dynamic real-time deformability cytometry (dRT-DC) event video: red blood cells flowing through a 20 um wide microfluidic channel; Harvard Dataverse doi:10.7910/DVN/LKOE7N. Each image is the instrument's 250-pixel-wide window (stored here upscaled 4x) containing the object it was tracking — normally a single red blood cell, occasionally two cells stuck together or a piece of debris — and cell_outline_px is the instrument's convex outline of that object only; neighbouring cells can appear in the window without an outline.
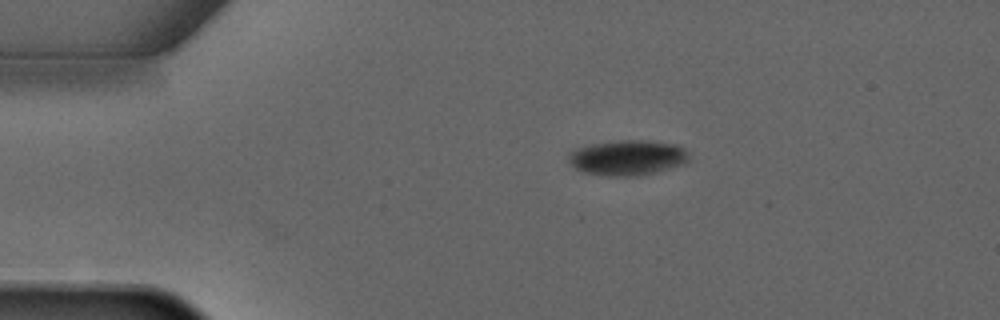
{"species": "common noctule bat (a hibernating species)", "species_latin": "Nyctalus noctula", "temperature_condition": "warm", "stored_images_in_passage": 4, "camera_frame_rate_fps": 3000, "um_per_image_px": 0.085, "animal": {"sex": "male", "forearm_length_mm": 52.5}, "frame": {"image": 1, "passage_image": 4, "time_ms": 3.667, "image_size_px": [1000, 320], "cell_outline_px": [[688, 160], [684, 164], [656, 172], [632, 176], [604, 176], [584, 172], [576, 168], [568, 160], [568, 152], [576, 148], [592, 144], [616, 140], [648, 140], [676, 144], [684, 148], [688, 152]], "centroid_in_image_um": [53.34, 13.39], "position_along_channel_um": 31.7, "area_um2": 24.85}}